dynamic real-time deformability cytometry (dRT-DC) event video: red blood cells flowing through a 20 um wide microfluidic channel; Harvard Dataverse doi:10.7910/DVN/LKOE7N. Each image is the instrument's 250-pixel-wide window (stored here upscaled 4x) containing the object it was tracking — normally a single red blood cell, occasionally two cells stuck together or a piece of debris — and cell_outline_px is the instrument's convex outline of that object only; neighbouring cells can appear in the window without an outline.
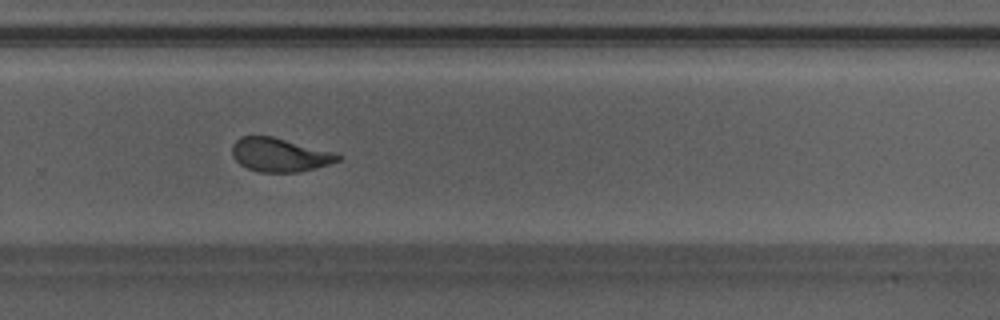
{"species": "Egyptian fruit bat (a non-hibernating species)", "species_latin": "Rousettus aegyptiacus", "temperature_condition": "warm", "stored_images_in_passage": 35, "camera_frame_rate_fps": 3000, "um_per_image_px": 0.085, "animal": {"sex": "male"}, "frame": {"image": 1, "passage_image": 20, "time_ms": 6.333, "image_size_px": [1000, 320], "cell_outline_px": [[344, 156], [340, 160], [328, 164], [296, 172], [260, 172], [248, 168], [240, 164], [232, 156], [232, 144], [240, 136], [272, 136], [336, 152]], "centroid_in_image_um": [23.78, 13.15], "position_along_channel_um": 306.0, "area_um2": 20.75}, "authors_computed_cell_mechanics": {"area_um2": 21.5016, "velocity_mm_per_s": 4.2025, "shape_relaxation_time_tau1_ms": 3.6194, "shape_relaxation_time_tau2_ms": 1.0247, "deformation_change_tau1": 0.1604, "deformation_change_tau2": 0.0806}}